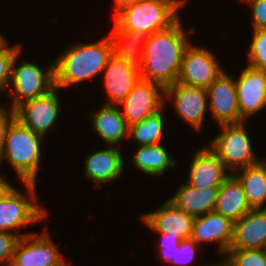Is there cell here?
I'll return each instance as SVG.
<instances>
[{
	"label": "cell",
	"mask_w": 266,
	"mask_h": 266,
	"mask_svg": "<svg viewBox=\"0 0 266 266\" xmlns=\"http://www.w3.org/2000/svg\"><path fill=\"white\" fill-rule=\"evenodd\" d=\"M164 116L161 109L155 114L146 117L141 122L129 126V136L140 146L160 144L162 137Z\"/></svg>",
	"instance_id": "cell-27"
},
{
	"label": "cell",
	"mask_w": 266,
	"mask_h": 266,
	"mask_svg": "<svg viewBox=\"0 0 266 266\" xmlns=\"http://www.w3.org/2000/svg\"><path fill=\"white\" fill-rule=\"evenodd\" d=\"M15 119V111L8 112L4 107H0V157L3 152L6 130Z\"/></svg>",
	"instance_id": "cell-35"
},
{
	"label": "cell",
	"mask_w": 266,
	"mask_h": 266,
	"mask_svg": "<svg viewBox=\"0 0 266 266\" xmlns=\"http://www.w3.org/2000/svg\"><path fill=\"white\" fill-rule=\"evenodd\" d=\"M21 51L19 45L6 47L0 51V91L9 88L11 63L13 58Z\"/></svg>",
	"instance_id": "cell-30"
},
{
	"label": "cell",
	"mask_w": 266,
	"mask_h": 266,
	"mask_svg": "<svg viewBox=\"0 0 266 266\" xmlns=\"http://www.w3.org/2000/svg\"><path fill=\"white\" fill-rule=\"evenodd\" d=\"M178 20L170 28L147 37L140 79L160 84L164 89L177 82L184 52L190 45Z\"/></svg>",
	"instance_id": "cell-1"
},
{
	"label": "cell",
	"mask_w": 266,
	"mask_h": 266,
	"mask_svg": "<svg viewBox=\"0 0 266 266\" xmlns=\"http://www.w3.org/2000/svg\"><path fill=\"white\" fill-rule=\"evenodd\" d=\"M164 98L174 99L177 113L197 130L202 128L208 107L207 89L176 82L164 89Z\"/></svg>",
	"instance_id": "cell-13"
},
{
	"label": "cell",
	"mask_w": 266,
	"mask_h": 266,
	"mask_svg": "<svg viewBox=\"0 0 266 266\" xmlns=\"http://www.w3.org/2000/svg\"><path fill=\"white\" fill-rule=\"evenodd\" d=\"M233 224L234 222L222 214L208 212L194 218L191 237L198 245L201 242H216L218 252L226 255L233 238Z\"/></svg>",
	"instance_id": "cell-16"
},
{
	"label": "cell",
	"mask_w": 266,
	"mask_h": 266,
	"mask_svg": "<svg viewBox=\"0 0 266 266\" xmlns=\"http://www.w3.org/2000/svg\"><path fill=\"white\" fill-rule=\"evenodd\" d=\"M103 71L105 89L110 100L107 105L118 106L139 81L140 72L114 54L110 56Z\"/></svg>",
	"instance_id": "cell-18"
},
{
	"label": "cell",
	"mask_w": 266,
	"mask_h": 266,
	"mask_svg": "<svg viewBox=\"0 0 266 266\" xmlns=\"http://www.w3.org/2000/svg\"><path fill=\"white\" fill-rule=\"evenodd\" d=\"M226 170L218 156L205 146L194 154L187 183L197 188L220 187L230 176Z\"/></svg>",
	"instance_id": "cell-19"
},
{
	"label": "cell",
	"mask_w": 266,
	"mask_h": 266,
	"mask_svg": "<svg viewBox=\"0 0 266 266\" xmlns=\"http://www.w3.org/2000/svg\"><path fill=\"white\" fill-rule=\"evenodd\" d=\"M196 247H198V244L192 237L182 239L179 246L176 247V253L171 263L185 265L192 262L196 253Z\"/></svg>",
	"instance_id": "cell-32"
},
{
	"label": "cell",
	"mask_w": 266,
	"mask_h": 266,
	"mask_svg": "<svg viewBox=\"0 0 266 266\" xmlns=\"http://www.w3.org/2000/svg\"><path fill=\"white\" fill-rule=\"evenodd\" d=\"M252 6L253 30L266 28V0H243Z\"/></svg>",
	"instance_id": "cell-34"
},
{
	"label": "cell",
	"mask_w": 266,
	"mask_h": 266,
	"mask_svg": "<svg viewBox=\"0 0 266 266\" xmlns=\"http://www.w3.org/2000/svg\"><path fill=\"white\" fill-rule=\"evenodd\" d=\"M226 258L234 266H266L264 249L228 250Z\"/></svg>",
	"instance_id": "cell-29"
},
{
	"label": "cell",
	"mask_w": 266,
	"mask_h": 266,
	"mask_svg": "<svg viewBox=\"0 0 266 266\" xmlns=\"http://www.w3.org/2000/svg\"><path fill=\"white\" fill-rule=\"evenodd\" d=\"M19 55L20 52L11 63L9 88L12 84L14 85L12 110L28 100L49 93L55 88L54 64L45 72L38 65L27 61H22L20 66L15 68V62Z\"/></svg>",
	"instance_id": "cell-6"
},
{
	"label": "cell",
	"mask_w": 266,
	"mask_h": 266,
	"mask_svg": "<svg viewBox=\"0 0 266 266\" xmlns=\"http://www.w3.org/2000/svg\"><path fill=\"white\" fill-rule=\"evenodd\" d=\"M240 116H248L266 107V71L246 66L235 80Z\"/></svg>",
	"instance_id": "cell-14"
},
{
	"label": "cell",
	"mask_w": 266,
	"mask_h": 266,
	"mask_svg": "<svg viewBox=\"0 0 266 266\" xmlns=\"http://www.w3.org/2000/svg\"><path fill=\"white\" fill-rule=\"evenodd\" d=\"M113 54L111 38L91 44H73L54 63L55 87L65 88L103 72Z\"/></svg>",
	"instance_id": "cell-2"
},
{
	"label": "cell",
	"mask_w": 266,
	"mask_h": 266,
	"mask_svg": "<svg viewBox=\"0 0 266 266\" xmlns=\"http://www.w3.org/2000/svg\"><path fill=\"white\" fill-rule=\"evenodd\" d=\"M43 137L21 124L16 118L6 130L2 158L8 160L22 182L35 183Z\"/></svg>",
	"instance_id": "cell-4"
},
{
	"label": "cell",
	"mask_w": 266,
	"mask_h": 266,
	"mask_svg": "<svg viewBox=\"0 0 266 266\" xmlns=\"http://www.w3.org/2000/svg\"><path fill=\"white\" fill-rule=\"evenodd\" d=\"M161 206L157 211L142 215V221L157 233L190 238L194 217L176 208L168 200Z\"/></svg>",
	"instance_id": "cell-17"
},
{
	"label": "cell",
	"mask_w": 266,
	"mask_h": 266,
	"mask_svg": "<svg viewBox=\"0 0 266 266\" xmlns=\"http://www.w3.org/2000/svg\"><path fill=\"white\" fill-rule=\"evenodd\" d=\"M139 147L132 160L134 166L145 174L162 175L168 168L176 165L161 143Z\"/></svg>",
	"instance_id": "cell-26"
},
{
	"label": "cell",
	"mask_w": 266,
	"mask_h": 266,
	"mask_svg": "<svg viewBox=\"0 0 266 266\" xmlns=\"http://www.w3.org/2000/svg\"><path fill=\"white\" fill-rule=\"evenodd\" d=\"M219 126L222 132L212 140L210 149L226 169L238 171L260 162L253 153L244 122Z\"/></svg>",
	"instance_id": "cell-5"
},
{
	"label": "cell",
	"mask_w": 266,
	"mask_h": 266,
	"mask_svg": "<svg viewBox=\"0 0 266 266\" xmlns=\"http://www.w3.org/2000/svg\"><path fill=\"white\" fill-rule=\"evenodd\" d=\"M162 238L160 241V251L162 258L165 261L171 263V260L174 258V254L176 253V247L179 246L182 238L180 236H170V234L159 233Z\"/></svg>",
	"instance_id": "cell-33"
},
{
	"label": "cell",
	"mask_w": 266,
	"mask_h": 266,
	"mask_svg": "<svg viewBox=\"0 0 266 266\" xmlns=\"http://www.w3.org/2000/svg\"><path fill=\"white\" fill-rule=\"evenodd\" d=\"M224 263H219L215 265H204V266H234L227 258H224Z\"/></svg>",
	"instance_id": "cell-39"
},
{
	"label": "cell",
	"mask_w": 266,
	"mask_h": 266,
	"mask_svg": "<svg viewBox=\"0 0 266 266\" xmlns=\"http://www.w3.org/2000/svg\"><path fill=\"white\" fill-rule=\"evenodd\" d=\"M58 88L55 87L49 93L28 100L19 105L15 111V118L36 134L42 137L51 130L59 113Z\"/></svg>",
	"instance_id": "cell-11"
},
{
	"label": "cell",
	"mask_w": 266,
	"mask_h": 266,
	"mask_svg": "<svg viewBox=\"0 0 266 266\" xmlns=\"http://www.w3.org/2000/svg\"><path fill=\"white\" fill-rule=\"evenodd\" d=\"M209 107L218 125L244 122L238 108L236 83L223 71L207 88Z\"/></svg>",
	"instance_id": "cell-12"
},
{
	"label": "cell",
	"mask_w": 266,
	"mask_h": 266,
	"mask_svg": "<svg viewBox=\"0 0 266 266\" xmlns=\"http://www.w3.org/2000/svg\"><path fill=\"white\" fill-rule=\"evenodd\" d=\"M241 174H232L241 184L252 209H262L266 203V163H259L240 169Z\"/></svg>",
	"instance_id": "cell-25"
},
{
	"label": "cell",
	"mask_w": 266,
	"mask_h": 266,
	"mask_svg": "<svg viewBox=\"0 0 266 266\" xmlns=\"http://www.w3.org/2000/svg\"><path fill=\"white\" fill-rule=\"evenodd\" d=\"M116 3V8H115V12L114 16L123 8H125L126 6L132 5L136 2H139L141 0H114Z\"/></svg>",
	"instance_id": "cell-36"
},
{
	"label": "cell",
	"mask_w": 266,
	"mask_h": 266,
	"mask_svg": "<svg viewBox=\"0 0 266 266\" xmlns=\"http://www.w3.org/2000/svg\"><path fill=\"white\" fill-rule=\"evenodd\" d=\"M219 189L220 187L197 188L184 183L168 201L195 218L214 211Z\"/></svg>",
	"instance_id": "cell-20"
},
{
	"label": "cell",
	"mask_w": 266,
	"mask_h": 266,
	"mask_svg": "<svg viewBox=\"0 0 266 266\" xmlns=\"http://www.w3.org/2000/svg\"><path fill=\"white\" fill-rule=\"evenodd\" d=\"M36 182H24L29 198L12 188L0 199V231L12 232L29 224L37 223L46 216V211L36 203Z\"/></svg>",
	"instance_id": "cell-7"
},
{
	"label": "cell",
	"mask_w": 266,
	"mask_h": 266,
	"mask_svg": "<svg viewBox=\"0 0 266 266\" xmlns=\"http://www.w3.org/2000/svg\"><path fill=\"white\" fill-rule=\"evenodd\" d=\"M164 88L155 82L139 79L131 92L119 104L123 106L122 116L128 126L141 122L162 109Z\"/></svg>",
	"instance_id": "cell-8"
},
{
	"label": "cell",
	"mask_w": 266,
	"mask_h": 266,
	"mask_svg": "<svg viewBox=\"0 0 266 266\" xmlns=\"http://www.w3.org/2000/svg\"><path fill=\"white\" fill-rule=\"evenodd\" d=\"M250 210L241 184L231 173L220 186L214 211L235 222Z\"/></svg>",
	"instance_id": "cell-22"
},
{
	"label": "cell",
	"mask_w": 266,
	"mask_h": 266,
	"mask_svg": "<svg viewBox=\"0 0 266 266\" xmlns=\"http://www.w3.org/2000/svg\"><path fill=\"white\" fill-rule=\"evenodd\" d=\"M185 5L183 0H141L120 10L114 20L121 30L149 36L174 25L179 20L177 9Z\"/></svg>",
	"instance_id": "cell-3"
},
{
	"label": "cell",
	"mask_w": 266,
	"mask_h": 266,
	"mask_svg": "<svg viewBox=\"0 0 266 266\" xmlns=\"http://www.w3.org/2000/svg\"><path fill=\"white\" fill-rule=\"evenodd\" d=\"M266 245V207L252 209L233 224L229 250L264 249Z\"/></svg>",
	"instance_id": "cell-15"
},
{
	"label": "cell",
	"mask_w": 266,
	"mask_h": 266,
	"mask_svg": "<svg viewBox=\"0 0 266 266\" xmlns=\"http://www.w3.org/2000/svg\"><path fill=\"white\" fill-rule=\"evenodd\" d=\"M12 188L13 186L0 176V199L3 198Z\"/></svg>",
	"instance_id": "cell-37"
},
{
	"label": "cell",
	"mask_w": 266,
	"mask_h": 266,
	"mask_svg": "<svg viewBox=\"0 0 266 266\" xmlns=\"http://www.w3.org/2000/svg\"><path fill=\"white\" fill-rule=\"evenodd\" d=\"M20 237L10 266H69L47 232ZM37 236V237H36Z\"/></svg>",
	"instance_id": "cell-9"
},
{
	"label": "cell",
	"mask_w": 266,
	"mask_h": 266,
	"mask_svg": "<svg viewBox=\"0 0 266 266\" xmlns=\"http://www.w3.org/2000/svg\"><path fill=\"white\" fill-rule=\"evenodd\" d=\"M117 146L92 153L85 162V174L99 186L113 181L124 172V162Z\"/></svg>",
	"instance_id": "cell-21"
},
{
	"label": "cell",
	"mask_w": 266,
	"mask_h": 266,
	"mask_svg": "<svg viewBox=\"0 0 266 266\" xmlns=\"http://www.w3.org/2000/svg\"><path fill=\"white\" fill-rule=\"evenodd\" d=\"M223 71L210 51L190 44L184 52L177 82L207 89Z\"/></svg>",
	"instance_id": "cell-10"
},
{
	"label": "cell",
	"mask_w": 266,
	"mask_h": 266,
	"mask_svg": "<svg viewBox=\"0 0 266 266\" xmlns=\"http://www.w3.org/2000/svg\"><path fill=\"white\" fill-rule=\"evenodd\" d=\"M119 108L105 104L92 113L94 130L109 146H117V143L129 135V126Z\"/></svg>",
	"instance_id": "cell-23"
},
{
	"label": "cell",
	"mask_w": 266,
	"mask_h": 266,
	"mask_svg": "<svg viewBox=\"0 0 266 266\" xmlns=\"http://www.w3.org/2000/svg\"><path fill=\"white\" fill-rule=\"evenodd\" d=\"M7 47L6 39L0 33V51L4 50Z\"/></svg>",
	"instance_id": "cell-38"
},
{
	"label": "cell",
	"mask_w": 266,
	"mask_h": 266,
	"mask_svg": "<svg viewBox=\"0 0 266 266\" xmlns=\"http://www.w3.org/2000/svg\"><path fill=\"white\" fill-rule=\"evenodd\" d=\"M253 31V40L249 45L248 66L266 71V28Z\"/></svg>",
	"instance_id": "cell-28"
},
{
	"label": "cell",
	"mask_w": 266,
	"mask_h": 266,
	"mask_svg": "<svg viewBox=\"0 0 266 266\" xmlns=\"http://www.w3.org/2000/svg\"><path fill=\"white\" fill-rule=\"evenodd\" d=\"M110 35L113 44V54L129 66L140 70L148 35L143 32L121 30L115 23Z\"/></svg>",
	"instance_id": "cell-24"
},
{
	"label": "cell",
	"mask_w": 266,
	"mask_h": 266,
	"mask_svg": "<svg viewBox=\"0 0 266 266\" xmlns=\"http://www.w3.org/2000/svg\"><path fill=\"white\" fill-rule=\"evenodd\" d=\"M25 235L28 234L23 235L0 231V263L3 262V266L11 265L16 245L20 237H23Z\"/></svg>",
	"instance_id": "cell-31"
}]
</instances>
